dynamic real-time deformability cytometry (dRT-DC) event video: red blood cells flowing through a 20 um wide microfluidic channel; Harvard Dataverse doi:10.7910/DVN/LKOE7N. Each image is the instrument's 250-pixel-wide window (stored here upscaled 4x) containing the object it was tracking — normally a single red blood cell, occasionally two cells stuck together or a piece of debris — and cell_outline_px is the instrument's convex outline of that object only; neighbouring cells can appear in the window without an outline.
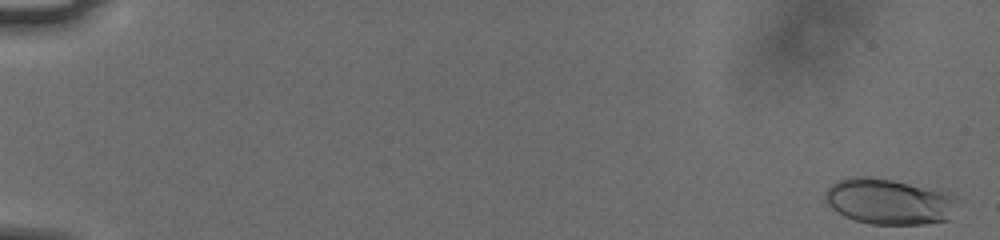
{"species": "human", "species_latin": "Homo sapiens", "temperature_condition": "cold", "stored_images_in_passage": 52, "camera_frame_rate_fps": 3000, "um_per_image_px": 0.085, "donor": {"sex": "male"}, "frame": {"image": 1, "passage_image": 2, "time_ms": 0.333, "image_size_px": [1000, 240], "cell_outline_px": [[956, 196], [948, 220], [924, 224], [872, 224], [856, 220], [844, 216], [832, 208], [828, 204], [824, 196], [824, 192], [836, 180], [852, 176], [872, 176], [892, 180]], "centroid_in_image_um": [75.45, 17.12], "position_along_channel_um": 9.5, "area_um2": 34.56}}
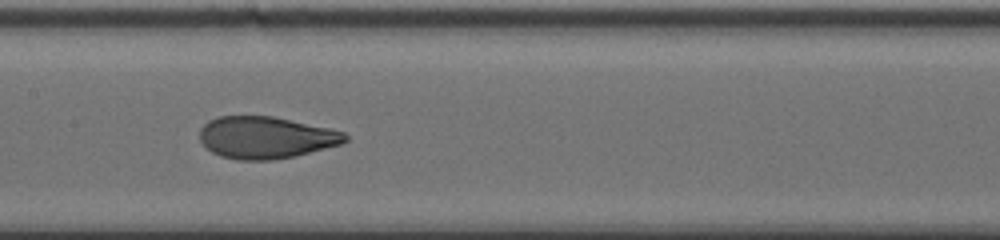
{"frame": {"image": 2, "passage_image": 31, "time_ms": 10.0, "image_size_px": [1000, 240], "cell_outline_px": [[348, 140], [340, 144], [296, 156], [272, 160], [240, 160], [220, 156], [212, 152], [200, 140], [200, 128], [208, 120], [220, 116], [272, 116], [328, 128], [344, 132], [348, 136]], "centroid_in_image_um": [22.58, 11.69], "position_along_channel_um": 184.8, "area_um2": 35.43}}
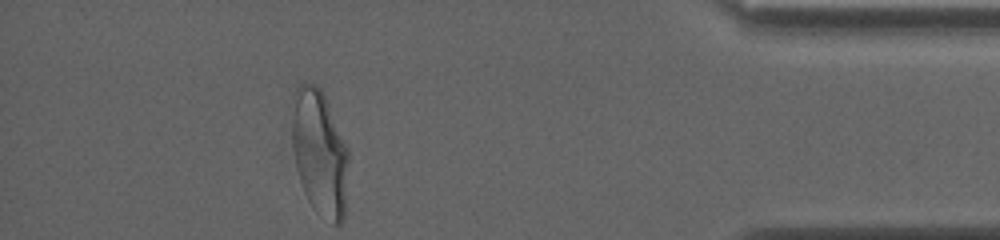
{"frame": {"image": 3, "passage_image": 52, "time_ms": 17.0, "image_size_px": [1000, 240], "cell_outline_px": [[348, 160], [344, 216], [340, 224], [332, 224], [316, 212], [312, 208], [304, 192], [296, 168], [292, 148], [288, 108], [292, 92], [300, 84], [316, 84], [320, 88], [348, 144]], "centroid_in_image_um": [27.11, 12.91], "position_along_channel_um": 408.1, "area_um2": 42.6}, "authors_computed_cell_mechanics": {"area_um2": 35.547, "velocity_mm_per_s": 3.7641, "shape_relaxation_time_tau1_ms": 4.6944, "shape_relaxation_time_tau2_ms": 0.7937, "deformation_change_tau1": 0.1926, "deformation_change_tau2": 0.0654}}